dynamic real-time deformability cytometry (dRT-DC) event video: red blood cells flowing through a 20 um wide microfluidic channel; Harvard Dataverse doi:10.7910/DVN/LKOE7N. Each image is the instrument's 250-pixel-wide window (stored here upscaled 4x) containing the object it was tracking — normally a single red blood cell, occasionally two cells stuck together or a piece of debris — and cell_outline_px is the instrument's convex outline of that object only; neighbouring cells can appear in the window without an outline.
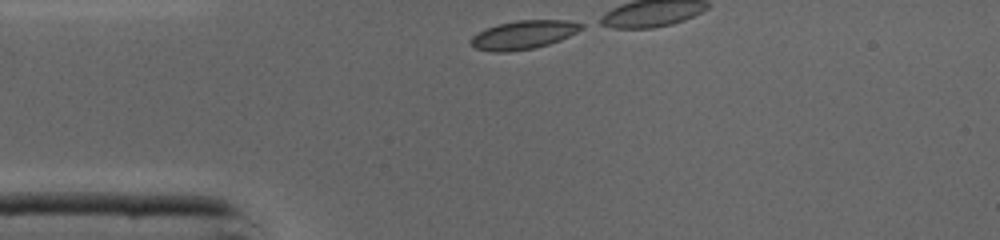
{"species": "common noctule bat (a hibernating species)", "species_latin": "Nyctalus noctula", "temperature_condition": "cold", "stored_images_in_passage": 7, "camera_frame_rate_fps": 3000, "um_per_image_px": 0.085, "animal": {"sex": "male", "body_mass_g": 19.0, "forearm_length_mm": 50.8}, "frame": {"image": 1, "passage_image": 1, "time_ms": 0.0, "image_size_px": [1000, 240], "cell_outline_px": [[584, 28], [560, 40], [536, 48], [508, 52], [492, 52], [476, 48], [472, 44], [472, 36], [484, 28], [516, 20], [568, 20], [584, 24]], "centroid_in_image_um": [44.51, 2.96], "position_along_channel_um": 40.5, "area_um2": 18.38}}